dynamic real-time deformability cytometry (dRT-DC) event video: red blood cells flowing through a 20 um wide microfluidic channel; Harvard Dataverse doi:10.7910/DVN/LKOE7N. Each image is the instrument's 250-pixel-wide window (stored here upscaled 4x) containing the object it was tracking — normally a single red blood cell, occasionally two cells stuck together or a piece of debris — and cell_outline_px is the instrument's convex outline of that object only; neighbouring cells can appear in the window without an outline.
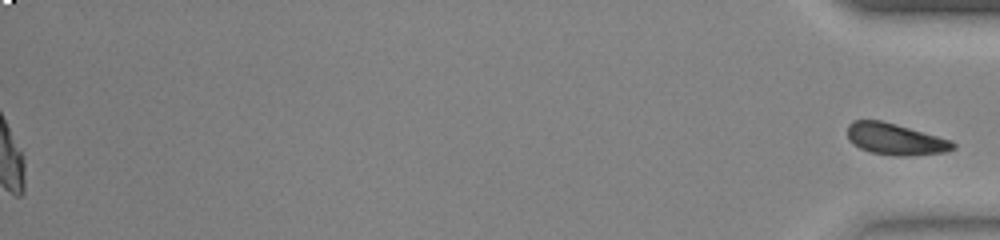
{"species": "common noctule bat (a hibernating species)", "species_latin": "Nyctalus noctula", "temperature_condition": "warm", "stored_images_in_passage": 53, "segment_of_instrument_passage": [2, 2], "camera_frame_rate_fps": 3000, "um_per_image_px": 0.085, "animal": {"sex": "female", "body_mass_g": 23.0, "forearm_length_mm": 53.4}, "frame": {"image": 1, "passage_image": 53, "time_ms": 17.333, "image_size_px": [1000, 240], "cell_outline_px": [[956, 148], [944, 152], [908, 156], [896, 156], [872, 152], [860, 148], [852, 144], [848, 140], [848, 124], [852, 120], [880, 120], [896, 124], [952, 140], [956, 144]], "centroid_in_image_um": [76.1, 11.82], "position_along_channel_um": 359.1, "area_um2": 19.42}}